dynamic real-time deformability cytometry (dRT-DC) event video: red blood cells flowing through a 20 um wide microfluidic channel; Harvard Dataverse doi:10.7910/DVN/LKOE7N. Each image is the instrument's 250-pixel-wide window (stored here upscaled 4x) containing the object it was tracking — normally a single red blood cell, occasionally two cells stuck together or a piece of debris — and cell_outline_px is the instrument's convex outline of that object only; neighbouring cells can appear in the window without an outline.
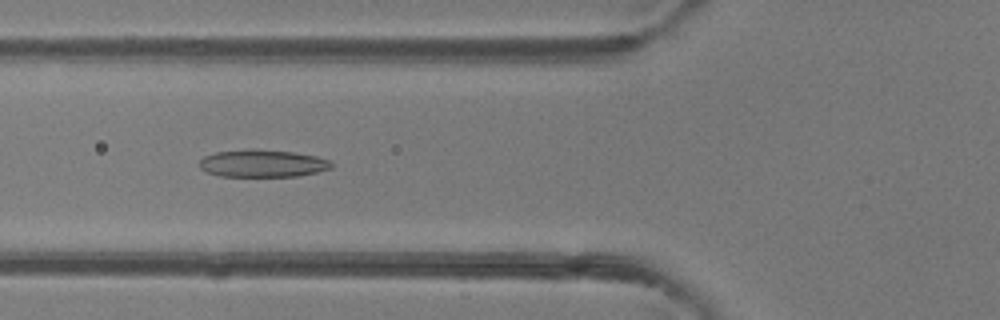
{"species": "common noctule bat (a hibernating species)", "species_latin": "Nyctalus noctula", "temperature_condition": "room temperature", "stored_images_in_passage": 6, "camera_frame_rate_fps": 3000, "um_per_image_px": 0.085, "animal": {"sex": "female"}, "frame": {"image": 1, "passage_image": 5, "time_ms": 4.667, "image_size_px": [1000, 320], "cell_outline_px": [[332, 168], [316, 172], [296, 176], [220, 176], [208, 172], [200, 168], [200, 160], [204, 156], [216, 152], [252, 148], [292, 152], [316, 156], [328, 160], [332, 164]], "centroid_in_image_um": [22.3, 13.88], "position_along_channel_um": 103.5, "area_um2": 20.98}}
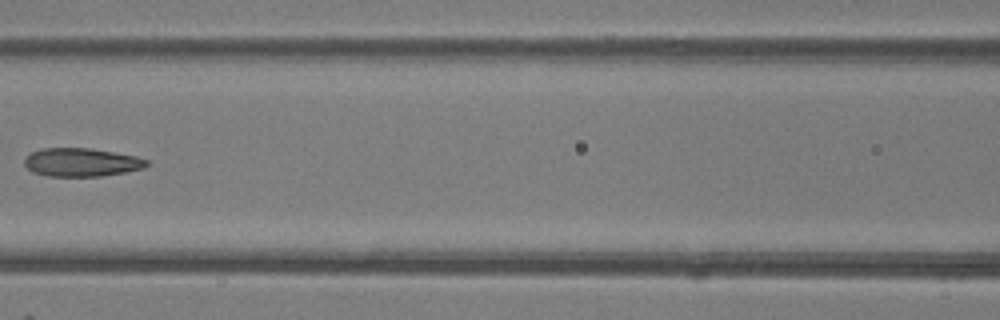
{"frame": {"image": 2, "passage_image": 6, "time_ms": 6.0, "image_size_px": [1000, 320], "cell_outline_px": [[148, 164], [144, 168], [124, 172], [100, 176], [48, 176], [32, 172], [24, 164], [24, 156], [40, 148], [92, 148], [136, 156], [148, 160]], "centroid_in_image_um": [6.89, 13.79], "position_along_channel_um": 159.7, "area_um2": 20.29}}